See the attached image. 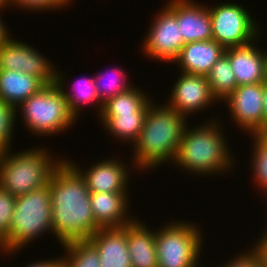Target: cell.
<instances>
[{
	"label": "cell",
	"instance_id": "obj_1",
	"mask_svg": "<svg viewBox=\"0 0 267 267\" xmlns=\"http://www.w3.org/2000/svg\"><path fill=\"white\" fill-rule=\"evenodd\" d=\"M49 179L53 237L60 246L89 240L100 229L94 219L90 191L78 170L66 159Z\"/></svg>",
	"mask_w": 267,
	"mask_h": 267
},
{
	"label": "cell",
	"instance_id": "obj_2",
	"mask_svg": "<svg viewBox=\"0 0 267 267\" xmlns=\"http://www.w3.org/2000/svg\"><path fill=\"white\" fill-rule=\"evenodd\" d=\"M188 123L189 119L183 114L154 100L146 112L142 131L131 147L133 151L130 150L133 154L129 164L135 173L145 174L150 169L152 172L164 163L172 165Z\"/></svg>",
	"mask_w": 267,
	"mask_h": 267
},
{
	"label": "cell",
	"instance_id": "obj_3",
	"mask_svg": "<svg viewBox=\"0 0 267 267\" xmlns=\"http://www.w3.org/2000/svg\"><path fill=\"white\" fill-rule=\"evenodd\" d=\"M212 116L210 121L197 126L187 124L173 164L190 176H219L235 172L236 161L226 139L221 118ZM192 126V127H191ZM224 130V131H222ZM193 173V174H192ZM199 174V175H198ZM217 174V175H216Z\"/></svg>",
	"mask_w": 267,
	"mask_h": 267
},
{
	"label": "cell",
	"instance_id": "obj_4",
	"mask_svg": "<svg viewBox=\"0 0 267 267\" xmlns=\"http://www.w3.org/2000/svg\"><path fill=\"white\" fill-rule=\"evenodd\" d=\"M39 147L0 152V186L11 195L18 197L47 186L53 170L64 159L53 157L45 146Z\"/></svg>",
	"mask_w": 267,
	"mask_h": 267
},
{
	"label": "cell",
	"instance_id": "obj_5",
	"mask_svg": "<svg viewBox=\"0 0 267 267\" xmlns=\"http://www.w3.org/2000/svg\"><path fill=\"white\" fill-rule=\"evenodd\" d=\"M46 233L53 235L48 185L16 197L9 237L4 241V256H15Z\"/></svg>",
	"mask_w": 267,
	"mask_h": 267
},
{
	"label": "cell",
	"instance_id": "obj_6",
	"mask_svg": "<svg viewBox=\"0 0 267 267\" xmlns=\"http://www.w3.org/2000/svg\"><path fill=\"white\" fill-rule=\"evenodd\" d=\"M19 113V114H18ZM28 133L37 136H58L77 121L70 112L67 100L56 82L47 84L16 108ZM58 134V135H57Z\"/></svg>",
	"mask_w": 267,
	"mask_h": 267
},
{
	"label": "cell",
	"instance_id": "obj_7",
	"mask_svg": "<svg viewBox=\"0 0 267 267\" xmlns=\"http://www.w3.org/2000/svg\"><path fill=\"white\" fill-rule=\"evenodd\" d=\"M174 220V221H172ZM155 228L158 267H198L201 263L204 235L201 225L172 219ZM161 228V229H160ZM158 230V231H157ZM201 263V264H199Z\"/></svg>",
	"mask_w": 267,
	"mask_h": 267
},
{
	"label": "cell",
	"instance_id": "obj_8",
	"mask_svg": "<svg viewBox=\"0 0 267 267\" xmlns=\"http://www.w3.org/2000/svg\"><path fill=\"white\" fill-rule=\"evenodd\" d=\"M207 6L212 20L213 40L225 49L250 44L261 36L262 27L241 3L222 1Z\"/></svg>",
	"mask_w": 267,
	"mask_h": 267
},
{
	"label": "cell",
	"instance_id": "obj_9",
	"mask_svg": "<svg viewBox=\"0 0 267 267\" xmlns=\"http://www.w3.org/2000/svg\"><path fill=\"white\" fill-rule=\"evenodd\" d=\"M155 15L141 42V51L149 60L172 64L185 45L176 13L165 3Z\"/></svg>",
	"mask_w": 267,
	"mask_h": 267
},
{
	"label": "cell",
	"instance_id": "obj_10",
	"mask_svg": "<svg viewBox=\"0 0 267 267\" xmlns=\"http://www.w3.org/2000/svg\"><path fill=\"white\" fill-rule=\"evenodd\" d=\"M37 49L29 42L27 44L11 37L0 46V70L20 71L35 76L45 85L54 83L56 65Z\"/></svg>",
	"mask_w": 267,
	"mask_h": 267
},
{
	"label": "cell",
	"instance_id": "obj_11",
	"mask_svg": "<svg viewBox=\"0 0 267 267\" xmlns=\"http://www.w3.org/2000/svg\"><path fill=\"white\" fill-rule=\"evenodd\" d=\"M179 73L173 88L171 87L169 98H166V103L163 102L167 107L187 118L191 116L192 119L195 113L217 105V100L211 94L207 76Z\"/></svg>",
	"mask_w": 267,
	"mask_h": 267
},
{
	"label": "cell",
	"instance_id": "obj_12",
	"mask_svg": "<svg viewBox=\"0 0 267 267\" xmlns=\"http://www.w3.org/2000/svg\"><path fill=\"white\" fill-rule=\"evenodd\" d=\"M263 91L264 83L240 85L224 100L240 132H263Z\"/></svg>",
	"mask_w": 267,
	"mask_h": 267
},
{
	"label": "cell",
	"instance_id": "obj_13",
	"mask_svg": "<svg viewBox=\"0 0 267 267\" xmlns=\"http://www.w3.org/2000/svg\"><path fill=\"white\" fill-rule=\"evenodd\" d=\"M112 155L111 158L105 157L101 161L93 162L86 170L69 157L67 160L84 178L90 192L130 193L127 185L131 184L129 181L133 170L128 167L122 158H117L116 154Z\"/></svg>",
	"mask_w": 267,
	"mask_h": 267
},
{
	"label": "cell",
	"instance_id": "obj_14",
	"mask_svg": "<svg viewBox=\"0 0 267 267\" xmlns=\"http://www.w3.org/2000/svg\"><path fill=\"white\" fill-rule=\"evenodd\" d=\"M194 0H167L176 13L184 43L213 39V28L208 6Z\"/></svg>",
	"mask_w": 267,
	"mask_h": 267
},
{
	"label": "cell",
	"instance_id": "obj_15",
	"mask_svg": "<svg viewBox=\"0 0 267 267\" xmlns=\"http://www.w3.org/2000/svg\"><path fill=\"white\" fill-rule=\"evenodd\" d=\"M259 36L250 44L240 47H230L225 50L237 86L265 82L264 49L257 44ZM258 46V47H257Z\"/></svg>",
	"mask_w": 267,
	"mask_h": 267
},
{
	"label": "cell",
	"instance_id": "obj_16",
	"mask_svg": "<svg viewBox=\"0 0 267 267\" xmlns=\"http://www.w3.org/2000/svg\"><path fill=\"white\" fill-rule=\"evenodd\" d=\"M128 193L90 192V202L96 225L118 228L130 224L136 217L129 215L131 207Z\"/></svg>",
	"mask_w": 267,
	"mask_h": 267
},
{
	"label": "cell",
	"instance_id": "obj_17",
	"mask_svg": "<svg viewBox=\"0 0 267 267\" xmlns=\"http://www.w3.org/2000/svg\"><path fill=\"white\" fill-rule=\"evenodd\" d=\"M89 241L98 250L100 267H132L127 245V225L98 229Z\"/></svg>",
	"mask_w": 267,
	"mask_h": 267
},
{
	"label": "cell",
	"instance_id": "obj_18",
	"mask_svg": "<svg viewBox=\"0 0 267 267\" xmlns=\"http://www.w3.org/2000/svg\"><path fill=\"white\" fill-rule=\"evenodd\" d=\"M225 48L215 40L186 43L173 61L182 73L207 76Z\"/></svg>",
	"mask_w": 267,
	"mask_h": 267
},
{
	"label": "cell",
	"instance_id": "obj_19",
	"mask_svg": "<svg viewBox=\"0 0 267 267\" xmlns=\"http://www.w3.org/2000/svg\"><path fill=\"white\" fill-rule=\"evenodd\" d=\"M148 227L138 218L127 225V245L132 267H158L155 230Z\"/></svg>",
	"mask_w": 267,
	"mask_h": 267
},
{
	"label": "cell",
	"instance_id": "obj_20",
	"mask_svg": "<svg viewBox=\"0 0 267 267\" xmlns=\"http://www.w3.org/2000/svg\"><path fill=\"white\" fill-rule=\"evenodd\" d=\"M61 70L56 69V77L55 82L57 85L61 88L63 91L65 98L67 100L68 108L70 112L76 117L78 120L79 117H81L80 113L83 112L82 109L84 106H96L98 110L96 113V116L98 117V114L100 115L103 103L101 102L97 90L96 85L94 82V76L87 77L83 76L79 78L78 80H71V91L68 89L70 85H67V82L69 81L66 79V75H64ZM65 76V77H64ZM67 81V82H66ZM66 83V84H65ZM66 85V86H65ZM86 104V105H85ZM84 105V106H83ZM81 110V111H80Z\"/></svg>",
	"mask_w": 267,
	"mask_h": 267
},
{
	"label": "cell",
	"instance_id": "obj_21",
	"mask_svg": "<svg viewBox=\"0 0 267 267\" xmlns=\"http://www.w3.org/2000/svg\"><path fill=\"white\" fill-rule=\"evenodd\" d=\"M44 86L35 76L20 71L0 70V100L15 109Z\"/></svg>",
	"mask_w": 267,
	"mask_h": 267
},
{
	"label": "cell",
	"instance_id": "obj_22",
	"mask_svg": "<svg viewBox=\"0 0 267 267\" xmlns=\"http://www.w3.org/2000/svg\"><path fill=\"white\" fill-rule=\"evenodd\" d=\"M145 115L146 112L100 113L97 118L102 122L104 131L109 132L107 136L132 146L142 131Z\"/></svg>",
	"mask_w": 267,
	"mask_h": 267
},
{
	"label": "cell",
	"instance_id": "obj_23",
	"mask_svg": "<svg viewBox=\"0 0 267 267\" xmlns=\"http://www.w3.org/2000/svg\"><path fill=\"white\" fill-rule=\"evenodd\" d=\"M134 85L129 90L120 93L103 103L101 113L147 112L153 103L147 92Z\"/></svg>",
	"mask_w": 267,
	"mask_h": 267
},
{
	"label": "cell",
	"instance_id": "obj_24",
	"mask_svg": "<svg viewBox=\"0 0 267 267\" xmlns=\"http://www.w3.org/2000/svg\"><path fill=\"white\" fill-rule=\"evenodd\" d=\"M207 79L211 94L221 104L237 88L236 78L226 54L212 66Z\"/></svg>",
	"mask_w": 267,
	"mask_h": 267
},
{
	"label": "cell",
	"instance_id": "obj_25",
	"mask_svg": "<svg viewBox=\"0 0 267 267\" xmlns=\"http://www.w3.org/2000/svg\"><path fill=\"white\" fill-rule=\"evenodd\" d=\"M252 139V155L250 159V172L255 188H259L261 197H265L267 202V132L253 133L249 135Z\"/></svg>",
	"mask_w": 267,
	"mask_h": 267
},
{
	"label": "cell",
	"instance_id": "obj_26",
	"mask_svg": "<svg viewBox=\"0 0 267 267\" xmlns=\"http://www.w3.org/2000/svg\"><path fill=\"white\" fill-rule=\"evenodd\" d=\"M63 267H100L97 248L89 240L73 241L61 246Z\"/></svg>",
	"mask_w": 267,
	"mask_h": 267
},
{
	"label": "cell",
	"instance_id": "obj_27",
	"mask_svg": "<svg viewBox=\"0 0 267 267\" xmlns=\"http://www.w3.org/2000/svg\"><path fill=\"white\" fill-rule=\"evenodd\" d=\"M111 71V73L107 71L108 73L104 72V74L103 72L94 74L97 94L102 103L134 86L131 84L132 82L128 80L129 76L127 73H125L120 66L116 68L112 67ZM107 75L109 76V79L106 78L105 80Z\"/></svg>",
	"mask_w": 267,
	"mask_h": 267
},
{
	"label": "cell",
	"instance_id": "obj_28",
	"mask_svg": "<svg viewBox=\"0 0 267 267\" xmlns=\"http://www.w3.org/2000/svg\"><path fill=\"white\" fill-rule=\"evenodd\" d=\"M16 109L0 100V152L10 150L15 132L16 123Z\"/></svg>",
	"mask_w": 267,
	"mask_h": 267
},
{
	"label": "cell",
	"instance_id": "obj_29",
	"mask_svg": "<svg viewBox=\"0 0 267 267\" xmlns=\"http://www.w3.org/2000/svg\"><path fill=\"white\" fill-rule=\"evenodd\" d=\"M73 0H9L8 7H14V9L28 10L29 12H49L58 11L59 9L69 8L72 5ZM16 7V8H15Z\"/></svg>",
	"mask_w": 267,
	"mask_h": 267
},
{
	"label": "cell",
	"instance_id": "obj_30",
	"mask_svg": "<svg viewBox=\"0 0 267 267\" xmlns=\"http://www.w3.org/2000/svg\"><path fill=\"white\" fill-rule=\"evenodd\" d=\"M16 197L0 186V237L5 241L9 237Z\"/></svg>",
	"mask_w": 267,
	"mask_h": 267
},
{
	"label": "cell",
	"instance_id": "obj_31",
	"mask_svg": "<svg viewBox=\"0 0 267 267\" xmlns=\"http://www.w3.org/2000/svg\"><path fill=\"white\" fill-rule=\"evenodd\" d=\"M219 267H262L258 253L251 247L222 263Z\"/></svg>",
	"mask_w": 267,
	"mask_h": 267
},
{
	"label": "cell",
	"instance_id": "obj_32",
	"mask_svg": "<svg viewBox=\"0 0 267 267\" xmlns=\"http://www.w3.org/2000/svg\"><path fill=\"white\" fill-rule=\"evenodd\" d=\"M264 227V231L252 248L258 253L262 267H267V224Z\"/></svg>",
	"mask_w": 267,
	"mask_h": 267
},
{
	"label": "cell",
	"instance_id": "obj_33",
	"mask_svg": "<svg viewBox=\"0 0 267 267\" xmlns=\"http://www.w3.org/2000/svg\"><path fill=\"white\" fill-rule=\"evenodd\" d=\"M28 264H26V266H24V267H63L62 260L59 257H57V258L52 257V258H48L47 260L46 259H41V260L37 259L36 262L34 260L31 263L29 262Z\"/></svg>",
	"mask_w": 267,
	"mask_h": 267
},
{
	"label": "cell",
	"instance_id": "obj_34",
	"mask_svg": "<svg viewBox=\"0 0 267 267\" xmlns=\"http://www.w3.org/2000/svg\"><path fill=\"white\" fill-rule=\"evenodd\" d=\"M7 9V7H0V12H3V10ZM2 14L3 13H0V46L8 41L13 34H10L11 31L9 32L8 29L9 28H6L7 26L5 25L4 23V19L2 18Z\"/></svg>",
	"mask_w": 267,
	"mask_h": 267
},
{
	"label": "cell",
	"instance_id": "obj_35",
	"mask_svg": "<svg viewBox=\"0 0 267 267\" xmlns=\"http://www.w3.org/2000/svg\"><path fill=\"white\" fill-rule=\"evenodd\" d=\"M263 132H267V83L264 82V91H263Z\"/></svg>",
	"mask_w": 267,
	"mask_h": 267
},
{
	"label": "cell",
	"instance_id": "obj_36",
	"mask_svg": "<svg viewBox=\"0 0 267 267\" xmlns=\"http://www.w3.org/2000/svg\"><path fill=\"white\" fill-rule=\"evenodd\" d=\"M264 57H265V82L267 83V49L264 50Z\"/></svg>",
	"mask_w": 267,
	"mask_h": 267
},
{
	"label": "cell",
	"instance_id": "obj_37",
	"mask_svg": "<svg viewBox=\"0 0 267 267\" xmlns=\"http://www.w3.org/2000/svg\"><path fill=\"white\" fill-rule=\"evenodd\" d=\"M0 252H1V254H2V252H3V254H5L4 241L1 237H0Z\"/></svg>",
	"mask_w": 267,
	"mask_h": 267
},
{
	"label": "cell",
	"instance_id": "obj_38",
	"mask_svg": "<svg viewBox=\"0 0 267 267\" xmlns=\"http://www.w3.org/2000/svg\"><path fill=\"white\" fill-rule=\"evenodd\" d=\"M9 0H0V7H8Z\"/></svg>",
	"mask_w": 267,
	"mask_h": 267
}]
</instances>
